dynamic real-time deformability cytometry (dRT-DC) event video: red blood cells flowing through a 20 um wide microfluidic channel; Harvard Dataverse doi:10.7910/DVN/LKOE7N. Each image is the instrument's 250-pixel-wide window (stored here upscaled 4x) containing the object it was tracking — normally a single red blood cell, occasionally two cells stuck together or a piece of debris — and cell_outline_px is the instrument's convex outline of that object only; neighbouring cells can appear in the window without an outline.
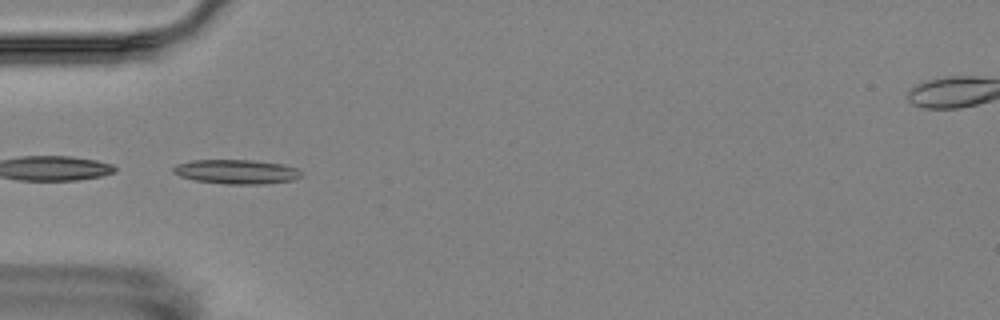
{"species": "Egyptian fruit bat (a non-hibernating species)", "species_latin": "Rousettus aegyptiacus", "temperature_condition": "room temperature", "stored_images_in_passage": 3, "camera_frame_rate_fps": 3000, "um_per_image_px": 0.085, "animal": {"sex": "female"}, "frame": {"image": 1, "passage_image": 3, "time_ms": 2.667, "image_size_px": [1000, 320], "cell_outline_px": [[304, 172], [300, 176], [292, 180], [264, 184], [224, 184], [196, 180], [180, 176], [172, 172], [172, 168], [176, 164], [192, 160], [252, 160], [284, 164], [296, 168]], "centroid_in_image_um": [20.1, 14.59], "position_along_channel_um": 64.9, "area_um2": 18.21}}